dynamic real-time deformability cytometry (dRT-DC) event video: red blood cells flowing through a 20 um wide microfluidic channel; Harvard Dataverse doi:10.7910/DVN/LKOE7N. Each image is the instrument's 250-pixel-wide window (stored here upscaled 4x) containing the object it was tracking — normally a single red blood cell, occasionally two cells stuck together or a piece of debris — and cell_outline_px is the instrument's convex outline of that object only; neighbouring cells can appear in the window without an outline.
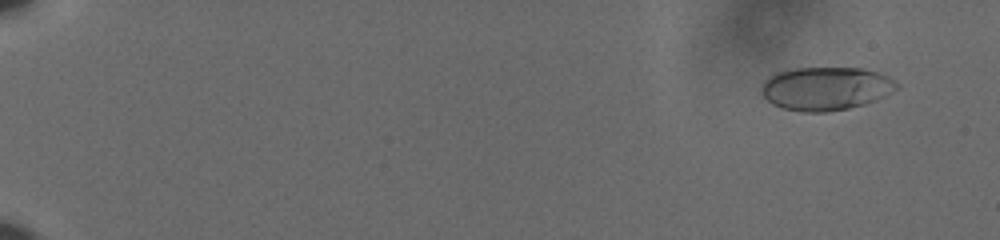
{"species": "human", "species_latin": "Homo sapiens", "temperature_condition": "cold", "stored_images_in_passage": 60, "camera_frame_rate_fps": 3000, "um_per_image_px": 0.085, "donor": {"sex": "male"}, "frame": {"image": 1, "passage_image": 5, "time_ms": 1.333, "image_size_px": [1000, 240], "cell_outline_px": [[900, 88], [876, 100], [864, 104], [848, 108], [824, 112], [800, 112], [784, 108], [772, 104], [760, 92], [760, 84], [772, 72], [796, 68], [860, 68], [880, 72], [888, 76], [900, 84]], "centroid_in_image_um": [70.18, 7.51], "position_along_channel_um": 14.8, "area_um2": 34.62}}
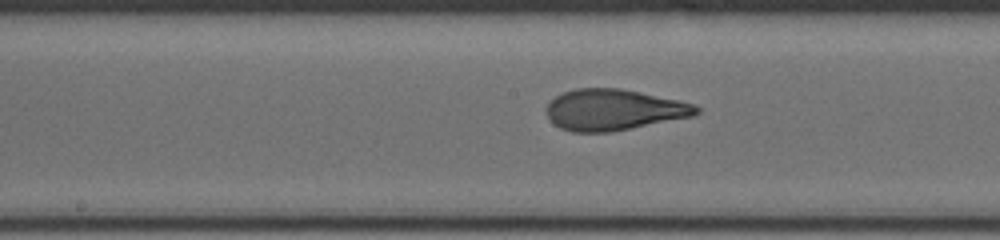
{"frame": {"image": 2, "passage_image": 35, "time_ms": 11.333, "image_size_px": [1000, 240], "cell_outline_px": [[700, 112], [692, 116], [612, 132], [572, 132], [560, 128], [548, 116], [544, 108], [556, 96], [564, 92], [576, 88], [620, 88], [640, 92], [676, 100], [692, 104], [700, 108]], "centroid_in_image_um": [52.14, 9.33], "position_along_channel_um": 196.1, "area_um2": 35.55}}
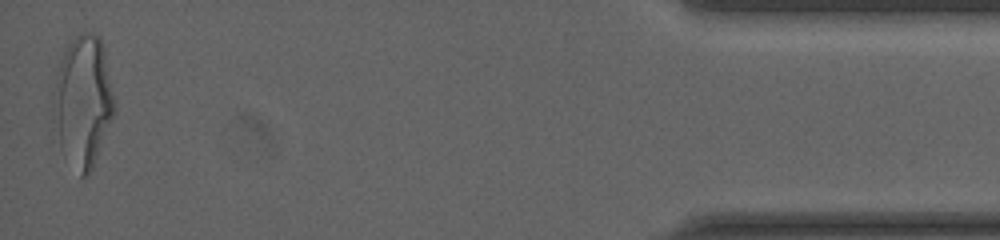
{"frame": {"image": 3, "passage_image": 60, "time_ms": 19.667, "image_size_px": [1000, 240], "cell_outline_px": [[116, 108], [92, 168], [88, 176], [80, 176], [60, 148], [56, 84], [56, 76], [64, 52], [68, 44], [80, 32], [88, 32], [100, 36], [104, 48]], "centroid_in_image_um": [7.13, 8.56], "position_along_channel_um": 428.1, "area_um2": 44.68}, "authors_computed_cell_mechanics": {"area_um2": 35.1424, "velocity_mm_per_s": 3.6319, "shape_relaxation_time_tau1_ms": 4.6874, "shape_relaxation_time_tau2_ms": 0.9128, "deformation_change_tau1": 0.1873, "deformation_change_tau2": 0.0891}}